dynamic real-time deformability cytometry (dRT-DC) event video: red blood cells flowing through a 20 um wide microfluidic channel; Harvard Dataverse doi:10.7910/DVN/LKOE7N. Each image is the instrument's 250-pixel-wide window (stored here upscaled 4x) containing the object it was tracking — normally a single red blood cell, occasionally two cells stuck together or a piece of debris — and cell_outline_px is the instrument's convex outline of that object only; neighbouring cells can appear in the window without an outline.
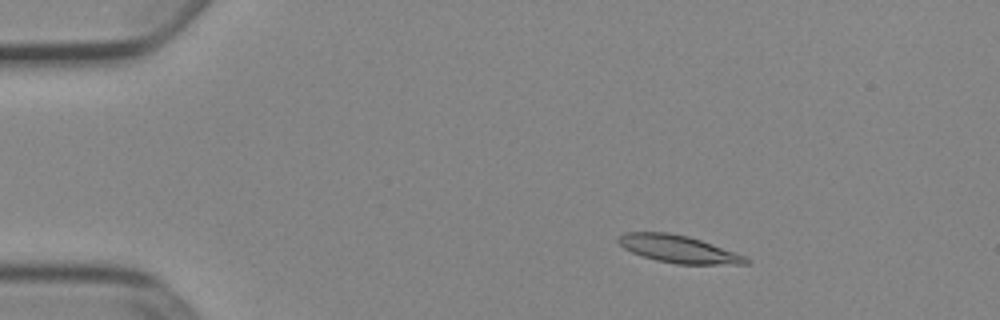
{"species": "Egyptian fruit bat (a non-hibernating species)", "species_latin": "Rousettus aegyptiacus", "temperature_condition": "cold", "stored_images_in_passage": 52, "camera_frame_rate_fps": 3000, "um_per_image_px": 0.085, "animal": {"sex": "female"}, "frame": {"image": 1, "passage_image": 9, "time_ms": 2.667, "image_size_px": [1000, 320], "cell_outline_px": [[752, 260], [748, 264], [676, 264], [656, 260], [632, 252], [624, 248], [616, 240], [624, 232], [668, 232], [688, 236], [712, 244], [744, 256]], "centroid_in_image_um": [57.65, 21.17], "position_along_channel_um": 27.3, "area_um2": 20.17}}
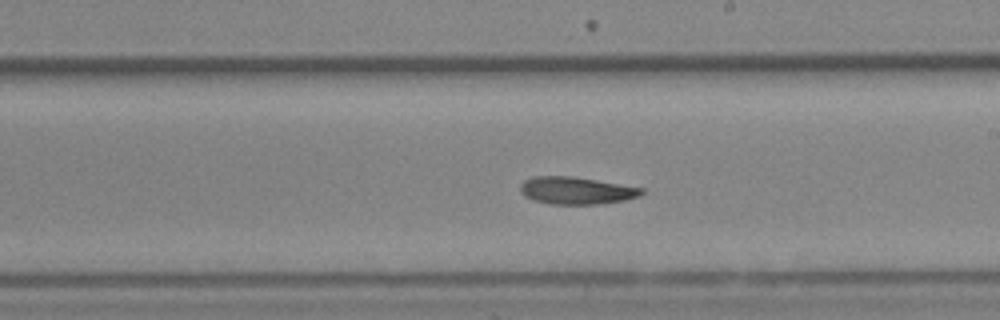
{"frame": {"image": 2, "passage_image": 31, "time_ms": 10.0, "image_size_px": [1000, 320], "cell_outline_px": [[644, 192], [640, 196], [624, 200], [600, 204], [548, 204], [524, 196], [520, 192], [520, 184], [524, 180], [532, 176], [572, 176], [644, 188]], "centroid_in_image_um": [48.97, 16.19], "position_along_channel_um": 240.0, "area_um2": 19.36}}
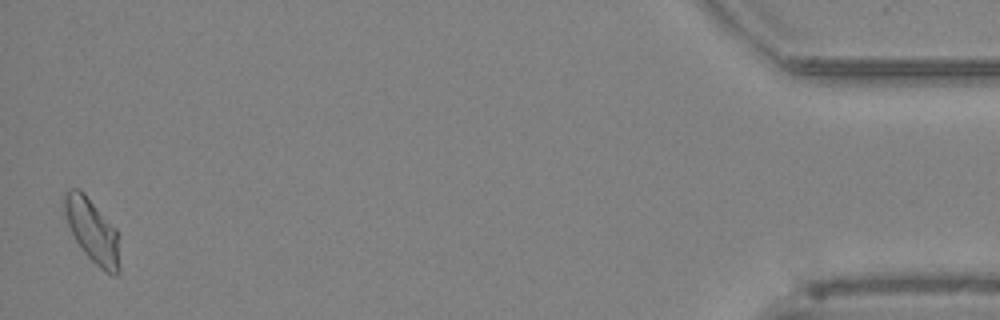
{"frame": {"image": 3, "passage_image": 52, "time_ms": 17.0, "image_size_px": [1000, 320], "cell_outline_px": [[120, 272], [116, 276], [112, 276], [100, 268], [80, 248], [68, 224], [64, 212], [64, 192], [68, 188], [76, 188], [84, 192], [116, 228], [120, 268]], "centroid_in_image_um": [7.85, 19.61], "position_along_channel_um": 427.4, "area_um2": 20.46}, "authors_computed_cell_mechanics": {"area_um2": 19.9699, "velocity_mm_per_s": 3.8822, "shape_relaxation_time_tau1_ms": 8.1918, "shape_relaxation_time_tau2_ms": null, "deformation_change_tau1": 0.1875, "deformation_change_tau2": null}}